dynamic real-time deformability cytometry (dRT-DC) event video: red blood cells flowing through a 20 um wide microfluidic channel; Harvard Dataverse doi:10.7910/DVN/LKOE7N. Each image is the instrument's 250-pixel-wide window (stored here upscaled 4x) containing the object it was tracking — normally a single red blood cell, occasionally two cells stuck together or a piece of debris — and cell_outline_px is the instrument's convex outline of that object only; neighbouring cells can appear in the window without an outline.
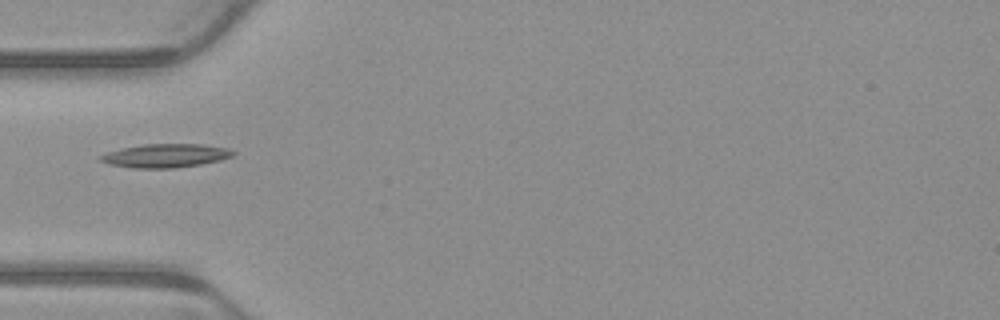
{"species": "common noctule bat (a hibernating species)", "species_latin": "Nyctalus noctula", "temperature_condition": "warm", "stored_images_in_passage": 3, "camera_frame_rate_fps": 3000, "um_per_image_px": 0.085, "animal": {"sex": "male", "body_mass_g": 23.1, "forearm_length_mm": 52.7}, "frame": {"image": 1, "passage_image": 3, "time_ms": 0.667, "image_size_px": [1000, 320], "cell_outline_px": [[236, 152], [232, 156], [220, 160], [200, 164], [172, 168], [132, 168], [112, 164], [100, 160], [100, 156], [108, 152], [120, 148], [144, 144], [204, 144], [228, 148]], "centroid_in_image_um": [14.1, 13.22], "position_along_channel_um": 70.9, "area_um2": 18.09}}